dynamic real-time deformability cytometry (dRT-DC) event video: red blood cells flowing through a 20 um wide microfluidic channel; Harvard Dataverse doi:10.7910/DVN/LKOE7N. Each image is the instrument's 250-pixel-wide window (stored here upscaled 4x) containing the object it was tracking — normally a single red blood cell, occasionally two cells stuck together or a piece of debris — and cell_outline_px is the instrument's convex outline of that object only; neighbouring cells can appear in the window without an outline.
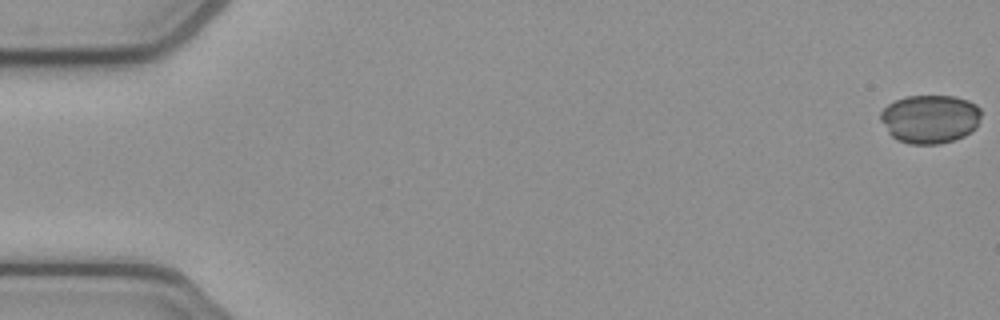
{"species": "common noctule bat (a hibernating species)", "species_latin": "Nyctalus noctula", "temperature_condition": "cold", "stored_images_in_passage": 53, "camera_frame_rate_fps": 3000, "um_per_image_px": 0.085, "animal": {"sex": "female", "body_mass_g": 21.9}, "frame": {"image": 1, "passage_image": 1, "time_ms": 0.0, "image_size_px": [1000, 320], "cell_outline_px": [[980, 120], [976, 128], [964, 136], [940, 144], [912, 144], [896, 140], [888, 132], [880, 120], [880, 112], [888, 104], [896, 100], [908, 96], [956, 96], [968, 100], [976, 104], [980, 108]], "centroid_in_image_um": [79.05, 10.11], "position_along_channel_um": 5.9, "area_um2": 28.61}}
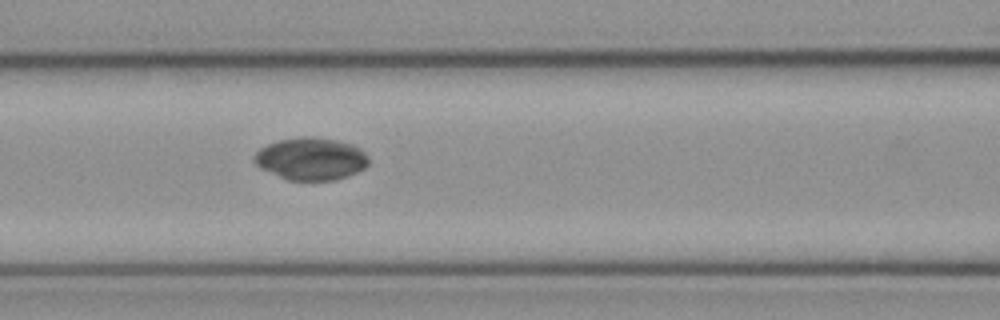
{"frame": {"image": 2, "passage_image": 23, "time_ms": 7.333, "image_size_px": [1000, 320], "cell_outline_px": [[368, 164], [364, 168], [348, 176], [336, 180], [288, 180], [260, 168], [252, 160], [252, 156], [260, 148], [268, 144], [280, 140], [300, 136], [312, 136], [336, 140], [352, 144], [360, 148], [368, 156]], "centroid_in_image_um": [26.42, 13.49], "position_along_channel_um": 140.2, "area_um2": 28.38}}
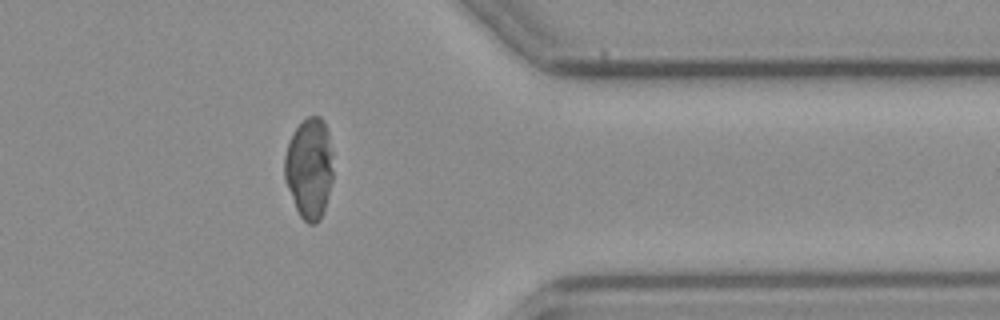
{"frame": {"image": 3, "passage_image": 43, "time_ms": 14.0, "image_size_px": [1000, 320], "cell_outline_px": [[332, 180], [324, 208], [320, 220], [316, 224], [308, 224], [300, 216], [296, 208], [284, 180], [284, 156], [292, 132], [308, 116], [320, 116], [324, 120], [328, 132], [332, 152]], "centroid_in_image_um": [26.28, 14.29], "position_along_channel_um": 385.1, "area_um2": 28.55}}